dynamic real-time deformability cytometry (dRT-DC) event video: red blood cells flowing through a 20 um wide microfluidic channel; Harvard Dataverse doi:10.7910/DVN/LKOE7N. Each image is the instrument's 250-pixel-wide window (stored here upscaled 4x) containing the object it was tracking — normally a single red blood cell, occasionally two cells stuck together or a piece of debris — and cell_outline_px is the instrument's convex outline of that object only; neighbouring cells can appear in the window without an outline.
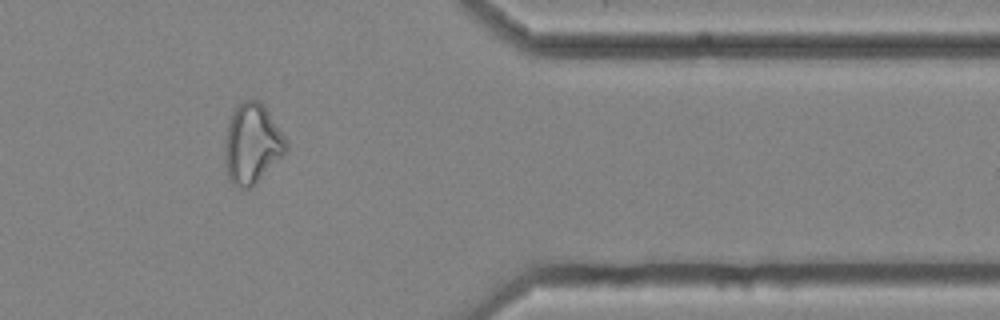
{"species": "common noctule bat (a hibernating species)", "species_latin": "Nyctalus noctula", "temperature_condition": "cold", "stored_images_in_passage": 12, "camera_frame_rate_fps": 3000, "um_per_image_px": 0.085, "animal": {"sex": "female", "body_mass_g": 25.1}, "frame": {"image": 1, "passage_image": 10, "time_ms": 3.0, "image_size_px": [1000, 320], "cell_outline_px": [[288, 148], [284, 156], [248, 188], [240, 188], [232, 184], [228, 180], [228, 124], [236, 108], [244, 100], [260, 100], [284, 136], [288, 144]], "centroid_in_image_um": [21.49, 12.22], "position_along_channel_um": 389.9, "area_um2": 27.22}}